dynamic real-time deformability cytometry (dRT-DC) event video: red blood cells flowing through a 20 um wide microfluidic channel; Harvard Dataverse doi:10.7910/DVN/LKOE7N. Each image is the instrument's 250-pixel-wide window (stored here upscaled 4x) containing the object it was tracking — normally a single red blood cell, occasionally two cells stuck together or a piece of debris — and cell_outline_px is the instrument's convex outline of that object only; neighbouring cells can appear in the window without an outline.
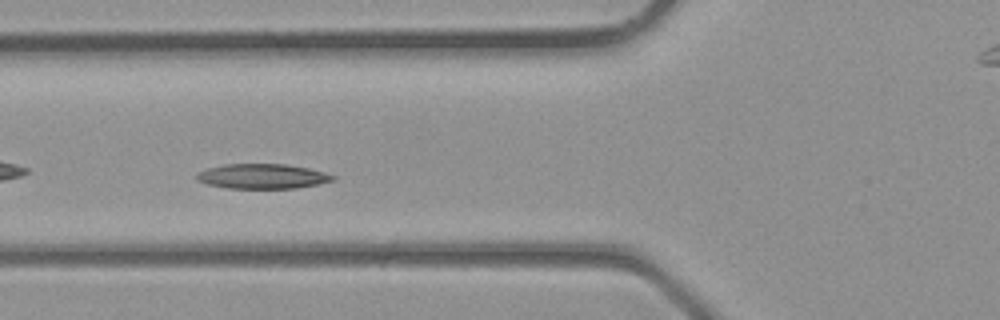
{"species": "common noctule bat (a hibernating species)", "species_latin": "Nyctalus noctula", "temperature_condition": "room temperature", "stored_images_in_passage": 40, "camera_frame_rate_fps": 3000, "um_per_image_px": 0.085, "animal": {"sex": "male", "body_mass_g": 23.1, "forearm_length_mm": 52.7}, "frame": {"image": 1, "passage_image": 15, "time_ms": 4.667, "image_size_px": [1000, 320], "cell_outline_px": [[336, 180], [296, 188], [228, 188], [208, 184], [196, 180], [196, 172], [208, 168], [224, 164], [284, 164], [308, 168], [324, 172], [336, 176]], "centroid_in_image_um": [22.29, 14.98], "position_along_channel_um": 103.5, "area_um2": 19.65}}
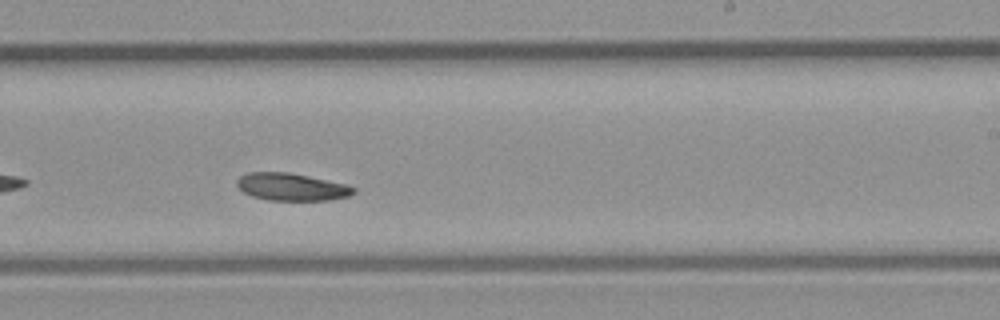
{"frame": {"image": 2, "passage_image": 24, "time_ms": 7.667, "image_size_px": [1000, 320], "cell_outline_px": [[356, 192], [348, 196], [328, 200], [268, 200], [252, 196], [244, 192], [236, 184], [236, 180], [240, 176], [248, 172], [288, 172], [348, 184], [356, 188]], "centroid_in_image_um": [24.79, 15.88], "position_along_channel_um": 264.2, "area_um2": 18.67}}
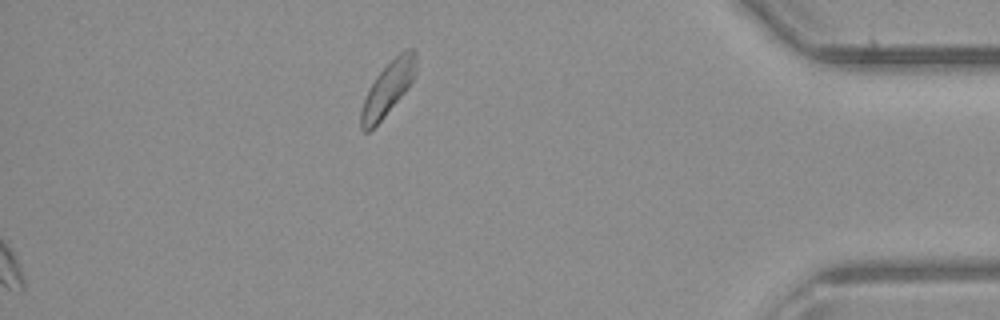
{"frame": {"image": 3, "passage_image": 40, "time_ms": 13.0, "image_size_px": [1000, 320], "cell_outline_px": [[416, 72], [408, 88], [384, 116], [368, 132], [364, 132], [360, 128], [360, 108], [368, 88], [376, 76], [400, 52], [408, 48], [416, 48]], "centroid_in_image_um": [32.95, 7.52], "position_along_channel_um": 402.2, "area_um2": 17.05}}